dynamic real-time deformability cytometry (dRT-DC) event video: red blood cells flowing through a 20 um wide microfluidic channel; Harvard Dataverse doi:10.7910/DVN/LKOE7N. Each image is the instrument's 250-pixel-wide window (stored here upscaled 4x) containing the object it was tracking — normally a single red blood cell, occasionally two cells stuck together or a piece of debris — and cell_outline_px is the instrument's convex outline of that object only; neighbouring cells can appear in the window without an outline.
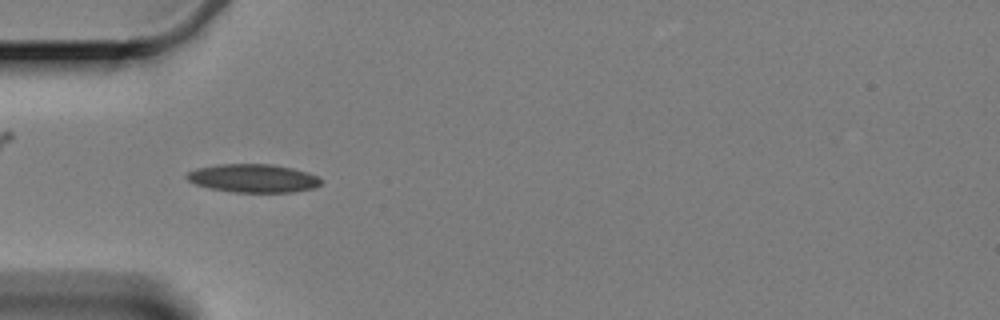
{"species": "Egyptian fruit bat (a non-hibernating species)", "species_latin": "Rousettus aegyptiacus", "temperature_condition": "cold", "stored_images_in_passage": 36, "camera_frame_rate_fps": 3000, "um_per_image_px": 0.085, "animal": {"sex": "female"}, "frame": {"image": 1, "passage_image": 9, "time_ms": 2.667, "image_size_px": [1000, 320], "cell_outline_px": [[324, 180], [320, 184], [312, 188], [292, 192], [232, 192], [212, 188], [196, 184], [188, 180], [184, 176], [188, 172], [196, 168], [220, 164], [272, 164], [292, 168], [308, 172]], "centroid_in_image_um": [21.52, 15.14], "position_along_channel_um": 63.5, "area_um2": 22.08}}
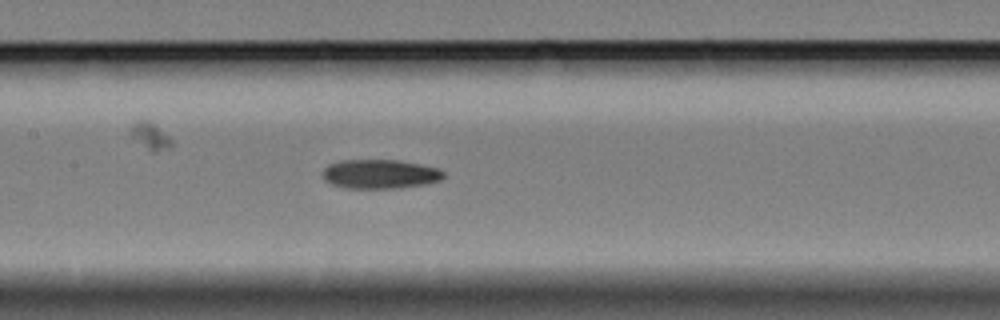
{"frame": {"image": 2, "passage_image": 19, "time_ms": 6.0, "image_size_px": [1000, 320], "cell_outline_px": [[444, 176], [440, 180], [424, 184], [400, 188], [344, 188], [332, 184], [324, 180], [324, 168], [328, 164], [344, 160], [396, 160], [440, 168], [444, 172]], "centroid_in_image_um": [32.3, 14.8], "position_along_channel_um": 175.1, "area_um2": 20.46}}
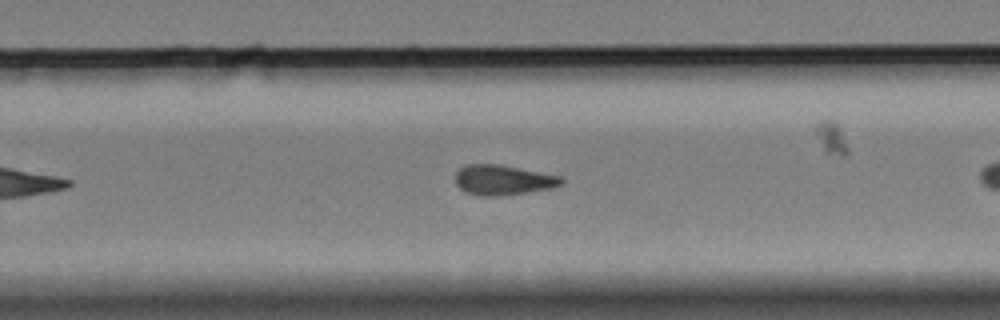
{"frame": {"image": 3, "passage_image": 25, "time_ms": 8.0, "image_size_px": [1000, 320], "cell_outline_px": [[564, 184], [552, 188], [528, 192], [500, 196], [480, 196], [464, 192], [456, 184], [456, 172], [460, 168], [468, 164], [496, 164], [564, 176]], "centroid_in_image_um": [42.79, 15.31], "position_along_channel_um": 287.0, "area_um2": 18.73}}